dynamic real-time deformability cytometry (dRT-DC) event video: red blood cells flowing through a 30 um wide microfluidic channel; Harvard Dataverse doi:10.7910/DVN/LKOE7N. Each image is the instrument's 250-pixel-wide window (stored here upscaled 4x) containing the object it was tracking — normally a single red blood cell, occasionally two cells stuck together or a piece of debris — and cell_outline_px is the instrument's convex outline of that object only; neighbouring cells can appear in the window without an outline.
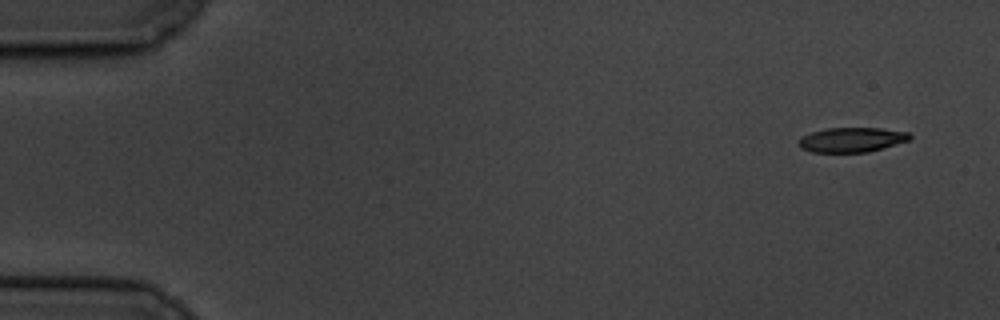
{"species": "common noctule bat (a hibernating species)", "species_latin": "Nyctalus noctula", "temperature_condition": "cold", "stored_images_in_passage": 6, "segment_of_instrument_passage": [1, 2], "camera_frame_rate_fps": 3000, "um_per_image_px": 0.085, "animal": {"sex": "male", "body_mass_g": 19.5, "forearm_length_mm": 54.6}, "frame": {"image": 1, "passage_image": 1, "time_ms": 0.0, "image_size_px": [1000, 320], "cell_outline_px": [[912, 140], [868, 152], [812, 152], [800, 148], [796, 144], [804, 136], [812, 132], [828, 128], [880, 128], [908, 132], [912, 136]], "centroid_in_image_um": [72.43, 11.88], "position_along_channel_um": 12.6, "area_um2": 16.01}}